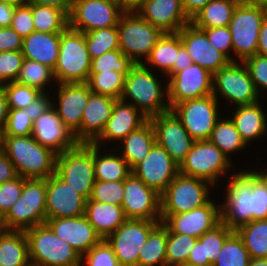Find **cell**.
<instances>
[{"mask_svg": "<svg viewBox=\"0 0 267 266\" xmlns=\"http://www.w3.org/2000/svg\"><path fill=\"white\" fill-rule=\"evenodd\" d=\"M152 72L153 70L142 63L134 64L125 77L124 90L120 98L134 105L148 119L170 110L166 99L168 98L167 82L163 87Z\"/></svg>", "mask_w": 267, "mask_h": 266, "instance_id": "cell-1", "label": "cell"}, {"mask_svg": "<svg viewBox=\"0 0 267 266\" xmlns=\"http://www.w3.org/2000/svg\"><path fill=\"white\" fill-rule=\"evenodd\" d=\"M3 152L25 179H46L55 173L57 154L31 135L5 136Z\"/></svg>", "mask_w": 267, "mask_h": 266, "instance_id": "cell-2", "label": "cell"}, {"mask_svg": "<svg viewBox=\"0 0 267 266\" xmlns=\"http://www.w3.org/2000/svg\"><path fill=\"white\" fill-rule=\"evenodd\" d=\"M32 266H82L81 256L46 224L25 231Z\"/></svg>", "mask_w": 267, "mask_h": 266, "instance_id": "cell-3", "label": "cell"}, {"mask_svg": "<svg viewBox=\"0 0 267 266\" xmlns=\"http://www.w3.org/2000/svg\"><path fill=\"white\" fill-rule=\"evenodd\" d=\"M119 49L135 64L143 63L164 32L152 26L133 8H127L117 24ZM143 56V58H142Z\"/></svg>", "mask_w": 267, "mask_h": 266, "instance_id": "cell-4", "label": "cell"}, {"mask_svg": "<svg viewBox=\"0 0 267 266\" xmlns=\"http://www.w3.org/2000/svg\"><path fill=\"white\" fill-rule=\"evenodd\" d=\"M90 65L91 58L84 33L68 27L60 33L58 62L54 68L56 83L87 82Z\"/></svg>", "mask_w": 267, "mask_h": 266, "instance_id": "cell-5", "label": "cell"}, {"mask_svg": "<svg viewBox=\"0 0 267 266\" xmlns=\"http://www.w3.org/2000/svg\"><path fill=\"white\" fill-rule=\"evenodd\" d=\"M55 173L86 200L89 199L96 181L94 145L77 143L73 148L58 154Z\"/></svg>", "mask_w": 267, "mask_h": 266, "instance_id": "cell-6", "label": "cell"}, {"mask_svg": "<svg viewBox=\"0 0 267 266\" xmlns=\"http://www.w3.org/2000/svg\"><path fill=\"white\" fill-rule=\"evenodd\" d=\"M6 231H26L46 221V179H25L22 194L3 217Z\"/></svg>", "mask_w": 267, "mask_h": 266, "instance_id": "cell-7", "label": "cell"}, {"mask_svg": "<svg viewBox=\"0 0 267 266\" xmlns=\"http://www.w3.org/2000/svg\"><path fill=\"white\" fill-rule=\"evenodd\" d=\"M266 19V12L253 0H241L229 22L233 53L244 61L257 54L260 27Z\"/></svg>", "mask_w": 267, "mask_h": 266, "instance_id": "cell-8", "label": "cell"}, {"mask_svg": "<svg viewBox=\"0 0 267 266\" xmlns=\"http://www.w3.org/2000/svg\"><path fill=\"white\" fill-rule=\"evenodd\" d=\"M228 176L225 202L220 205V221L236 231L253 221L252 170L248 168Z\"/></svg>", "mask_w": 267, "mask_h": 266, "instance_id": "cell-9", "label": "cell"}, {"mask_svg": "<svg viewBox=\"0 0 267 266\" xmlns=\"http://www.w3.org/2000/svg\"><path fill=\"white\" fill-rule=\"evenodd\" d=\"M232 164L231 158L209 140L195 141L179 166V173L216 186L221 176L233 169Z\"/></svg>", "mask_w": 267, "mask_h": 266, "instance_id": "cell-10", "label": "cell"}, {"mask_svg": "<svg viewBox=\"0 0 267 266\" xmlns=\"http://www.w3.org/2000/svg\"><path fill=\"white\" fill-rule=\"evenodd\" d=\"M209 182L179 173L160 195L161 214H179L205 205L210 198Z\"/></svg>", "mask_w": 267, "mask_h": 266, "instance_id": "cell-11", "label": "cell"}, {"mask_svg": "<svg viewBox=\"0 0 267 266\" xmlns=\"http://www.w3.org/2000/svg\"><path fill=\"white\" fill-rule=\"evenodd\" d=\"M127 9L122 0H74L69 16V28L89 32L117 26Z\"/></svg>", "mask_w": 267, "mask_h": 266, "instance_id": "cell-12", "label": "cell"}, {"mask_svg": "<svg viewBox=\"0 0 267 266\" xmlns=\"http://www.w3.org/2000/svg\"><path fill=\"white\" fill-rule=\"evenodd\" d=\"M218 93L236 106L256 103L261 99L243 61H230L213 75L212 95L217 100Z\"/></svg>", "mask_w": 267, "mask_h": 266, "instance_id": "cell-13", "label": "cell"}, {"mask_svg": "<svg viewBox=\"0 0 267 266\" xmlns=\"http://www.w3.org/2000/svg\"><path fill=\"white\" fill-rule=\"evenodd\" d=\"M219 101L211 94L173 105L170 110L195 141L208 140L220 119Z\"/></svg>", "mask_w": 267, "mask_h": 266, "instance_id": "cell-14", "label": "cell"}, {"mask_svg": "<svg viewBox=\"0 0 267 266\" xmlns=\"http://www.w3.org/2000/svg\"><path fill=\"white\" fill-rule=\"evenodd\" d=\"M161 220L127 219L106 240L121 266H138L140 249Z\"/></svg>", "mask_w": 267, "mask_h": 266, "instance_id": "cell-15", "label": "cell"}, {"mask_svg": "<svg viewBox=\"0 0 267 266\" xmlns=\"http://www.w3.org/2000/svg\"><path fill=\"white\" fill-rule=\"evenodd\" d=\"M170 108L186 100L197 99L213 93V75L198 64L178 71L167 81Z\"/></svg>", "mask_w": 267, "mask_h": 266, "instance_id": "cell-16", "label": "cell"}, {"mask_svg": "<svg viewBox=\"0 0 267 266\" xmlns=\"http://www.w3.org/2000/svg\"><path fill=\"white\" fill-rule=\"evenodd\" d=\"M122 208L127 219L161 220L160 194L132 173L124 180Z\"/></svg>", "mask_w": 267, "mask_h": 266, "instance_id": "cell-17", "label": "cell"}, {"mask_svg": "<svg viewBox=\"0 0 267 266\" xmlns=\"http://www.w3.org/2000/svg\"><path fill=\"white\" fill-rule=\"evenodd\" d=\"M149 120L155 130L156 143L180 166L195 140L171 110Z\"/></svg>", "mask_w": 267, "mask_h": 266, "instance_id": "cell-18", "label": "cell"}, {"mask_svg": "<svg viewBox=\"0 0 267 266\" xmlns=\"http://www.w3.org/2000/svg\"><path fill=\"white\" fill-rule=\"evenodd\" d=\"M161 222L168 232L199 238L220 221V205L209 200L205 205L179 214H161Z\"/></svg>", "mask_w": 267, "mask_h": 266, "instance_id": "cell-19", "label": "cell"}, {"mask_svg": "<svg viewBox=\"0 0 267 266\" xmlns=\"http://www.w3.org/2000/svg\"><path fill=\"white\" fill-rule=\"evenodd\" d=\"M132 174L161 195L179 174V165L155 143L144 160L132 168Z\"/></svg>", "mask_w": 267, "mask_h": 266, "instance_id": "cell-20", "label": "cell"}, {"mask_svg": "<svg viewBox=\"0 0 267 266\" xmlns=\"http://www.w3.org/2000/svg\"><path fill=\"white\" fill-rule=\"evenodd\" d=\"M86 199L56 173L46 178V219L85 214Z\"/></svg>", "mask_w": 267, "mask_h": 266, "instance_id": "cell-21", "label": "cell"}, {"mask_svg": "<svg viewBox=\"0 0 267 266\" xmlns=\"http://www.w3.org/2000/svg\"><path fill=\"white\" fill-rule=\"evenodd\" d=\"M132 8L164 33H177L182 27L191 23L181 0H140Z\"/></svg>", "mask_w": 267, "mask_h": 266, "instance_id": "cell-22", "label": "cell"}, {"mask_svg": "<svg viewBox=\"0 0 267 266\" xmlns=\"http://www.w3.org/2000/svg\"><path fill=\"white\" fill-rule=\"evenodd\" d=\"M56 86L58 87L57 105L52 99V107L74 135L81 127L83 111L92 91L86 82L64 83Z\"/></svg>", "mask_w": 267, "mask_h": 266, "instance_id": "cell-23", "label": "cell"}, {"mask_svg": "<svg viewBox=\"0 0 267 266\" xmlns=\"http://www.w3.org/2000/svg\"><path fill=\"white\" fill-rule=\"evenodd\" d=\"M178 33L193 63L200 65L212 75L230 62L223 53L210 44L206 34L192 23L182 27Z\"/></svg>", "mask_w": 267, "mask_h": 266, "instance_id": "cell-24", "label": "cell"}, {"mask_svg": "<svg viewBox=\"0 0 267 266\" xmlns=\"http://www.w3.org/2000/svg\"><path fill=\"white\" fill-rule=\"evenodd\" d=\"M45 223L57 237L69 243L81 257L102 240L85 215L46 219Z\"/></svg>", "mask_w": 267, "mask_h": 266, "instance_id": "cell-25", "label": "cell"}, {"mask_svg": "<svg viewBox=\"0 0 267 266\" xmlns=\"http://www.w3.org/2000/svg\"><path fill=\"white\" fill-rule=\"evenodd\" d=\"M31 136L57 155L78 143L52 106L34 121Z\"/></svg>", "mask_w": 267, "mask_h": 266, "instance_id": "cell-26", "label": "cell"}, {"mask_svg": "<svg viewBox=\"0 0 267 266\" xmlns=\"http://www.w3.org/2000/svg\"><path fill=\"white\" fill-rule=\"evenodd\" d=\"M148 120L134 105L121 99L115 101L112 116L107 121L101 134L92 142L102 147L109 141H121L133 130ZM106 141V142H105ZM105 143V144H102Z\"/></svg>", "mask_w": 267, "mask_h": 266, "instance_id": "cell-27", "label": "cell"}, {"mask_svg": "<svg viewBox=\"0 0 267 266\" xmlns=\"http://www.w3.org/2000/svg\"><path fill=\"white\" fill-rule=\"evenodd\" d=\"M117 99L101 94L91 93L83 111L81 127L74 134L78 143H92L102 132L112 116Z\"/></svg>", "mask_w": 267, "mask_h": 266, "instance_id": "cell-28", "label": "cell"}, {"mask_svg": "<svg viewBox=\"0 0 267 266\" xmlns=\"http://www.w3.org/2000/svg\"><path fill=\"white\" fill-rule=\"evenodd\" d=\"M234 231L220 222L213 229L199 237L187 259L191 266H212L217 260L225 240Z\"/></svg>", "mask_w": 267, "mask_h": 266, "instance_id": "cell-29", "label": "cell"}, {"mask_svg": "<svg viewBox=\"0 0 267 266\" xmlns=\"http://www.w3.org/2000/svg\"><path fill=\"white\" fill-rule=\"evenodd\" d=\"M234 109L230 118L247 146L255 139L267 135V114L260 100L248 105L235 106Z\"/></svg>", "mask_w": 267, "mask_h": 266, "instance_id": "cell-30", "label": "cell"}, {"mask_svg": "<svg viewBox=\"0 0 267 266\" xmlns=\"http://www.w3.org/2000/svg\"><path fill=\"white\" fill-rule=\"evenodd\" d=\"M60 33L34 31L23 38L24 59L37 61L54 70L58 62Z\"/></svg>", "mask_w": 267, "mask_h": 266, "instance_id": "cell-31", "label": "cell"}, {"mask_svg": "<svg viewBox=\"0 0 267 266\" xmlns=\"http://www.w3.org/2000/svg\"><path fill=\"white\" fill-rule=\"evenodd\" d=\"M84 215L102 239L114 233L127 220L122 206L89 199L86 200Z\"/></svg>", "mask_w": 267, "mask_h": 266, "instance_id": "cell-32", "label": "cell"}, {"mask_svg": "<svg viewBox=\"0 0 267 266\" xmlns=\"http://www.w3.org/2000/svg\"><path fill=\"white\" fill-rule=\"evenodd\" d=\"M120 143L119 154L132 169L149 154L156 143L155 130L148 119L142 126L130 132ZM122 145V146H121Z\"/></svg>", "mask_w": 267, "mask_h": 266, "instance_id": "cell-33", "label": "cell"}, {"mask_svg": "<svg viewBox=\"0 0 267 266\" xmlns=\"http://www.w3.org/2000/svg\"><path fill=\"white\" fill-rule=\"evenodd\" d=\"M0 266H32L25 231L0 234Z\"/></svg>", "mask_w": 267, "mask_h": 266, "instance_id": "cell-34", "label": "cell"}, {"mask_svg": "<svg viewBox=\"0 0 267 266\" xmlns=\"http://www.w3.org/2000/svg\"><path fill=\"white\" fill-rule=\"evenodd\" d=\"M241 0H211L192 18L196 28L228 26L235 8Z\"/></svg>", "mask_w": 267, "mask_h": 266, "instance_id": "cell-35", "label": "cell"}, {"mask_svg": "<svg viewBox=\"0 0 267 266\" xmlns=\"http://www.w3.org/2000/svg\"><path fill=\"white\" fill-rule=\"evenodd\" d=\"M115 149H111L108 153L105 152L102 155L100 147L94 145V172L96 180L120 181L125 180L132 173V169L122 156L117 154Z\"/></svg>", "mask_w": 267, "mask_h": 266, "instance_id": "cell-36", "label": "cell"}, {"mask_svg": "<svg viewBox=\"0 0 267 266\" xmlns=\"http://www.w3.org/2000/svg\"><path fill=\"white\" fill-rule=\"evenodd\" d=\"M181 46V37L178 32L164 33L142 64L147 65L151 70L156 67L166 75L176 63L177 53Z\"/></svg>", "mask_w": 267, "mask_h": 266, "instance_id": "cell-37", "label": "cell"}, {"mask_svg": "<svg viewBox=\"0 0 267 266\" xmlns=\"http://www.w3.org/2000/svg\"><path fill=\"white\" fill-rule=\"evenodd\" d=\"M167 227L159 222L149 233L138 256V266H167Z\"/></svg>", "mask_w": 267, "mask_h": 266, "instance_id": "cell-38", "label": "cell"}, {"mask_svg": "<svg viewBox=\"0 0 267 266\" xmlns=\"http://www.w3.org/2000/svg\"><path fill=\"white\" fill-rule=\"evenodd\" d=\"M31 10L37 32L62 33L69 27L68 13L61 8L31 4Z\"/></svg>", "mask_w": 267, "mask_h": 266, "instance_id": "cell-39", "label": "cell"}, {"mask_svg": "<svg viewBox=\"0 0 267 266\" xmlns=\"http://www.w3.org/2000/svg\"><path fill=\"white\" fill-rule=\"evenodd\" d=\"M208 140L228 158L232 157L229 154L232 155V153L241 151L247 146L230 117H222L217 121Z\"/></svg>", "mask_w": 267, "mask_h": 266, "instance_id": "cell-40", "label": "cell"}, {"mask_svg": "<svg viewBox=\"0 0 267 266\" xmlns=\"http://www.w3.org/2000/svg\"><path fill=\"white\" fill-rule=\"evenodd\" d=\"M235 232L243 240L250 258H267V220L249 222Z\"/></svg>", "mask_w": 267, "mask_h": 266, "instance_id": "cell-41", "label": "cell"}, {"mask_svg": "<svg viewBox=\"0 0 267 266\" xmlns=\"http://www.w3.org/2000/svg\"><path fill=\"white\" fill-rule=\"evenodd\" d=\"M56 83L54 70L37 61L24 59L16 82L46 92L49 82ZM45 90V91H44Z\"/></svg>", "mask_w": 267, "mask_h": 266, "instance_id": "cell-42", "label": "cell"}, {"mask_svg": "<svg viewBox=\"0 0 267 266\" xmlns=\"http://www.w3.org/2000/svg\"><path fill=\"white\" fill-rule=\"evenodd\" d=\"M86 83L92 93L120 99L124 90L125 76L114 70L102 73H89Z\"/></svg>", "mask_w": 267, "mask_h": 266, "instance_id": "cell-43", "label": "cell"}, {"mask_svg": "<svg viewBox=\"0 0 267 266\" xmlns=\"http://www.w3.org/2000/svg\"><path fill=\"white\" fill-rule=\"evenodd\" d=\"M84 35L91 60L105 52L119 49L117 26L92 30L84 33Z\"/></svg>", "mask_w": 267, "mask_h": 266, "instance_id": "cell-44", "label": "cell"}, {"mask_svg": "<svg viewBox=\"0 0 267 266\" xmlns=\"http://www.w3.org/2000/svg\"><path fill=\"white\" fill-rule=\"evenodd\" d=\"M250 256L243 240L234 231L224 242L212 266H248Z\"/></svg>", "mask_w": 267, "mask_h": 266, "instance_id": "cell-45", "label": "cell"}, {"mask_svg": "<svg viewBox=\"0 0 267 266\" xmlns=\"http://www.w3.org/2000/svg\"><path fill=\"white\" fill-rule=\"evenodd\" d=\"M197 239L189 235L168 232L166 243L167 266L186 264Z\"/></svg>", "mask_w": 267, "mask_h": 266, "instance_id": "cell-46", "label": "cell"}, {"mask_svg": "<svg viewBox=\"0 0 267 266\" xmlns=\"http://www.w3.org/2000/svg\"><path fill=\"white\" fill-rule=\"evenodd\" d=\"M134 64L120 49H115L92 59L89 73H102L114 70L126 77Z\"/></svg>", "mask_w": 267, "mask_h": 266, "instance_id": "cell-47", "label": "cell"}, {"mask_svg": "<svg viewBox=\"0 0 267 266\" xmlns=\"http://www.w3.org/2000/svg\"><path fill=\"white\" fill-rule=\"evenodd\" d=\"M2 86L4 87L7 96L9 109H25L42 94L38 89L19 84L16 81Z\"/></svg>", "mask_w": 267, "mask_h": 266, "instance_id": "cell-48", "label": "cell"}, {"mask_svg": "<svg viewBox=\"0 0 267 266\" xmlns=\"http://www.w3.org/2000/svg\"><path fill=\"white\" fill-rule=\"evenodd\" d=\"M124 180L99 181L96 180L89 200L101 203H112L122 206Z\"/></svg>", "mask_w": 267, "mask_h": 266, "instance_id": "cell-49", "label": "cell"}, {"mask_svg": "<svg viewBox=\"0 0 267 266\" xmlns=\"http://www.w3.org/2000/svg\"><path fill=\"white\" fill-rule=\"evenodd\" d=\"M81 264L86 266H121L112 246L102 239L81 257Z\"/></svg>", "mask_w": 267, "mask_h": 266, "instance_id": "cell-50", "label": "cell"}, {"mask_svg": "<svg viewBox=\"0 0 267 266\" xmlns=\"http://www.w3.org/2000/svg\"><path fill=\"white\" fill-rule=\"evenodd\" d=\"M243 62L249 71L255 90L260 97L263 95L264 99L267 93V56L255 54Z\"/></svg>", "mask_w": 267, "mask_h": 266, "instance_id": "cell-51", "label": "cell"}, {"mask_svg": "<svg viewBox=\"0 0 267 266\" xmlns=\"http://www.w3.org/2000/svg\"><path fill=\"white\" fill-rule=\"evenodd\" d=\"M34 121L25 109H9L5 136H30Z\"/></svg>", "mask_w": 267, "mask_h": 266, "instance_id": "cell-52", "label": "cell"}, {"mask_svg": "<svg viewBox=\"0 0 267 266\" xmlns=\"http://www.w3.org/2000/svg\"><path fill=\"white\" fill-rule=\"evenodd\" d=\"M253 221L267 220V182L256 171H252Z\"/></svg>", "mask_w": 267, "mask_h": 266, "instance_id": "cell-53", "label": "cell"}, {"mask_svg": "<svg viewBox=\"0 0 267 266\" xmlns=\"http://www.w3.org/2000/svg\"><path fill=\"white\" fill-rule=\"evenodd\" d=\"M23 60L22 51L0 52V86L16 81Z\"/></svg>", "mask_w": 267, "mask_h": 266, "instance_id": "cell-54", "label": "cell"}, {"mask_svg": "<svg viewBox=\"0 0 267 266\" xmlns=\"http://www.w3.org/2000/svg\"><path fill=\"white\" fill-rule=\"evenodd\" d=\"M201 29L207 36L210 44L223 53L230 61H237L235 57H231L233 53L232 37L228 26L216 28H198ZM232 51V53H229Z\"/></svg>", "mask_w": 267, "mask_h": 266, "instance_id": "cell-55", "label": "cell"}, {"mask_svg": "<svg viewBox=\"0 0 267 266\" xmlns=\"http://www.w3.org/2000/svg\"><path fill=\"white\" fill-rule=\"evenodd\" d=\"M25 178L18 176L0 184V214L4 217L23 191Z\"/></svg>", "mask_w": 267, "mask_h": 266, "instance_id": "cell-56", "label": "cell"}, {"mask_svg": "<svg viewBox=\"0 0 267 266\" xmlns=\"http://www.w3.org/2000/svg\"><path fill=\"white\" fill-rule=\"evenodd\" d=\"M22 38L28 37L35 31L31 4L17 5L10 26Z\"/></svg>", "mask_w": 267, "mask_h": 266, "instance_id": "cell-57", "label": "cell"}, {"mask_svg": "<svg viewBox=\"0 0 267 266\" xmlns=\"http://www.w3.org/2000/svg\"><path fill=\"white\" fill-rule=\"evenodd\" d=\"M23 38L11 27H0V52L22 51Z\"/></svg>", "mask_w": 267, "mask_h": 266, "instance_id": "cell-58", "label": "cell"}, {"mask_svg": "<svg viewBox=\"0 0 267 266\" xmlns=\"http://www.w3.org/2000/svg\"><path fill=\"white\" fill-rule=\"evenodd\" d=\"M52 98L47 95V92L42 93L25 110H27L30 118L35 121L42 113L52 106Z\"/></svg>", "mask_w": 267, "mask_h": 266, "instance_id": "cell-59", "label": "cell"}, {"mask_svg": "<svg viewBox=\"0 0 267 266\" xmlns=\"http://www.w3.org/2000/svg\"><path fill=\"white\" fill-rule=\"evenodd\" d=\"M18 176L19 175L11 160L3 151L0 152V184L11 181Z\"/></svg>", "mask_w": 267, "mask_h": 266, "instance_id": "cell-60", "label": "cell"}, {"mask_svg": "<svg viewBox=\"0 0 267 266\" xmlns=\"http://www.w3.org/2000/svg\"><path fill=\"white\" fill-rule=\"evenodd\" d=\"M193 64L192 58L189 56L187 50L182 45L177 53L176 63L173 65V68L165 75L169 79L172 75L178 71L184 70L187 67Z\"/></svg>", "mask_w": 267, "mask_h": 266, "instance_id": "cell-61", "label": "cell"}, {"mask_svg": "<svg viewBox=\"0 0 267 266\" xmlns=\"http://www.w3.org/2000/svg\"><path fill=\"white\" fill-rule=\"evenodd\" d=\"M16 5L0 1V27H10Z\"/></svg>", "mask_w": 267, "mask_h": 266, "instance_id": "cell-62", "label": "cell"}, {"mask_svg": "<svg viewBox=\"0 0 267 266\" xmlns=\"http://www.w3.org/2000/svg\"><path fill=\"white\" fill-rule=\"evenodd\" d=\"M211 0H181L182 7L191 19L198 11H200Z\"/></svg>", "mask_w": 267, "mask_h": 266, "instance_id": "cell-63", "label": "cell"}, {"mask_svg": "<svg viewBox=\"0 0 267 266\" xmlns=\"http://www.w3.org/2000/svg\"><path fill=\"white\" fill-rule=\"evenodd\" d=\"M74 0H27V4L48 5L61 8L68 14L71 11Z\"/></svg>", "mask_w": 267, "mask_h": 266, "instance_id": "cell-64", "label": "cell"}, {"mask_svg": "<svg viewBox=\"0 0 267 266\" xmlns=\"http://www.w3.org/2000/svg\"><path fill=\"white\" fill-rule=\"evenodd\" d=\"M257 54L267 56V19H265L260 27Z\"/></svg>", "mask_w": 267, "mask_h": 266, "instance_id": "cell-65", "label": "cell"}, {"mask_svg": "<svg viewBox=\"0 0 267 266\" xmlns=\"http://www.w3.org/2000/svg\"><path fill=\"white\" fill-rule=\"evenodd\" d=\"M8 102L7 96L3 86H0V126L5 128L8 117Z\"/></svg>", "mask_w": 267, "mask_h": 266, "instance_id": "cell-66", "label": "cell"}, {"mask_svg": "<svg viewBox=\"0 0 267 266\" xmlns=\"http://www.w3.org/2000/svg\"><path fill=\"white\" fill-rule=\"evenodd\" d=\"M248 266H267V258H250Z\"/></svg>", "mask_w": 267, "mask_h": 266, "instance_id": "cell-67", "label": "cell"}, {"mask_svg": "<svg viewBox=\"0 0 267 266\" xmlns=\"http://www.w3.org/2000/svg\"><path fill=\"white\" fill-rule=\"evenodd\" d=\"M4 142H5V128L0 126V152L4 149Z\"/></svg>", "mask_w": 267, "mask_h": 266, "instance_id": "cell-68", "label": "cell"}, {"mask_svg": "<svg viewBox=\"0 0 267 266\" xmlns=\"http://www.w3.org/2000/svg\"><path fill=\"white\" fill-rule=\"evenodd\" d=\"M2 2H7V3H11L14 5H23L27 3V0H0Z\"/></svg>", "mask_w": 267, "mask_h": 266, "instance_id": "cell-69", "label": "cell"}, {"mask_svg": "<svg viewBox=\"0 0 267 266\" xmlns=\"http://www.w3.org/2000/svg\"><path fill=\"white\" fill-rule=\"evenodd\" d=\"M264 11L267 10V0H253Z\"/></svg>", "mask_w": 267, "mask_h": 266, "instance_id": "cell-70", "label": "cell"}, {"mask_svg": "<svg viewBox=\"0 0 267 266\" xmlns=\"http://www.w3.org/2000/svg\"><path fill=\"white\" fill-rule=\"evenodd\" d=\"M140 0H124V5L127 8H132L135 4H137Z\"/></svg>", "mask_w": 267, "mask_h": 266, "instance_id": "cell-71", "label": "cell"}, {"mask_svg": "<svg viewBox=\"0 0 267 266\" xmlns=\"http://www.w3.org/2000/svg\"><path fill=\"white\" fill-rule=\"evenodd\" d=\"M6 231L3 216L0 214V234L4 233Z\"/></svg>", "mask_w": 267, "mask_h": 266, "instance_id": "cell-72", "label": "cell"}, {"mask_svg": "<svg viewBox=\"0 0 267 266\" xmlns=\"http://www.w3.org/2000/svg\"><path fill=\"white\" fill-rule=\"evenodd\" d=\"M267 170V169H266ZM265 169L263 171L257 170V172L266 180L267 182V171Z\"/></svg>", "mask_w": 267, "mask_h": 266, "instance_id": "cell-73", "label": "cell"}, {"mask_svg": "<svg viewBox=\"0 0 267 266\" xmlns=\"http://www.w3.org/2000/svg\"><path fill=\"white\" fill-rule=\"evenodd\" d=\"M179 266H191V265H188V264H184V265H179Z\"/></svg>", "mask_w": 267, "mask_h": 266, "instance_id": "cell-74", "label": "cell"}]
</instances>
